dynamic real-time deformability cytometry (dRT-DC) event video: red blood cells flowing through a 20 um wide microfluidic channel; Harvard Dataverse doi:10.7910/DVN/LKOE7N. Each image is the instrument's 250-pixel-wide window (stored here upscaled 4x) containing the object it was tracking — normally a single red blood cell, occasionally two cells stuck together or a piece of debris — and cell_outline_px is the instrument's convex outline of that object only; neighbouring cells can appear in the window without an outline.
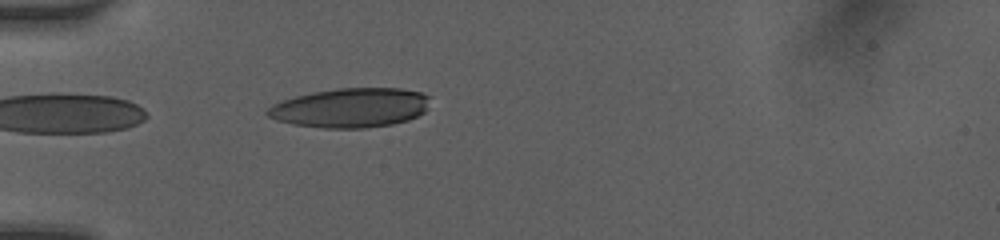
{"species": "human", "species_latin": "Homo sapiens", "temperature_condition": "room temperature", "stored_images_in_passage": 8, "camera_frame_rate_fps": 3000, "um_per_image_px": 0.085, "donor": {"sex": "female"}, "frame": {"image": 1, "passage_image": 8, "time_ms": 5.0, "image_size_px": [1000, 240], "cell_outline_px": [[428, 108], [424, 112], [408, 120], [392, 124], [364, 128], [324, 128], [292, 124], [276, 120], [268, 116], [264, 112], [272, 104], [296, 96], [312, 92], [340, 88], [400, 88], [420, 92], [428, 96]], "centroid_in_image_um": [29.78, 9.16], "position_along_channel_um": 55.2, "area_um2": 37.28}}